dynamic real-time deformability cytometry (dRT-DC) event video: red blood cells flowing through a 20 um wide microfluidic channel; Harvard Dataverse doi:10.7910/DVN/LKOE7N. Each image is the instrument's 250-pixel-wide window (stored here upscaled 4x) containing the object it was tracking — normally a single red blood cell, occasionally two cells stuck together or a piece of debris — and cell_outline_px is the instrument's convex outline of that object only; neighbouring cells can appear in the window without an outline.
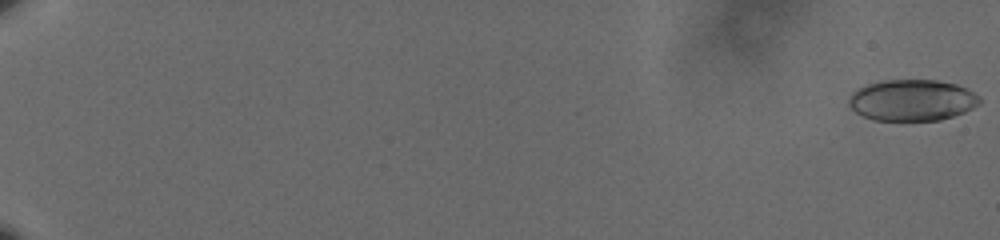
{"species": "human", "species_latin": "Homo sapiens", "temperature_condition": "cold", "stored_images_in_passage": 62, "camera_frame_rate_fps": 3000, "um_per_image_px": 0.085, "donor": {"sex": "male"}, "frame": {"image": 1, "passage_image": 1, "time_ms": 0.0, "image_size_px": [1000, 240], "cell_outline_px": [[980, 104], [964, 112], [940, 120], [872, 120], [856, 112], [848, 104], [848, 100], [852, 92], [856, 88], [880, 80], [936, 80], [956, 84], [980, 96]], "centroid_in_image_um": [77.5, 8.51], "position_along_channel_um": 7.5, "area_um2": 31.44}}
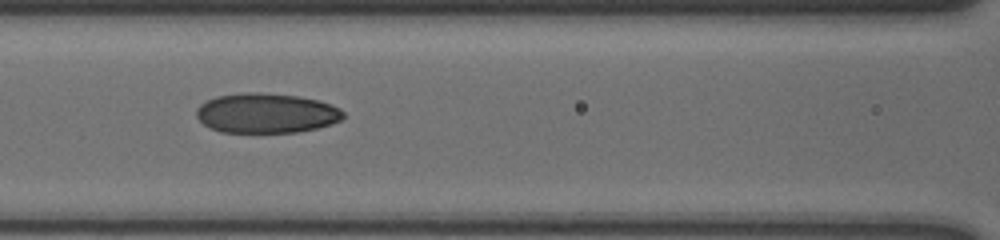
{"frame": {"image": 2, "passage_image": 32, "time_ms": 10.333, "image_size_px": [1000, 240], "cell_outline_px": [[344, 116], [340, 120], [332, 124], [316, 128], [296, 132], [220, 132], [204, 124], [196, 116], [196, 108], [200, 104], [216, 96], [244, 92], [256, 92], [296, 96], [320, 100], [340, 108], [344, 112]], "centroid_in_image_um": [22.64, 9.61], "position_along_channel_um": 144.0, "area_um2": 34.04}}
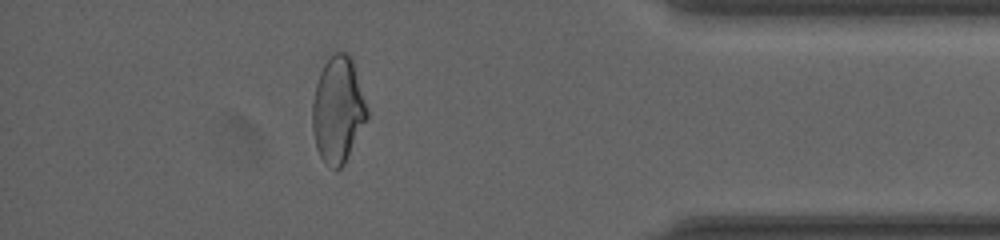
{"frame": {"image": 3, "passage_image": 56, "time_ms": 18.333, "image_size_px": [1000, 240], "cell_outline_px": [[368, 116], [344, 164], [340, 168], [332, 168], [320, 156], [316, 148], [312, 128], [312, 104], [316, 84], [320, 72], [324, 64], [332, 52], [344, 52], [352, 56], [368, 112]], "centroid_in_image_um": [28.71, 9.3], "position_along_channel_um": 406.5, "area_um2": 33.58}, "authors_computed_cell_mechanics": {"area_um2": 33.1772, "velocity_mm_per_s": 3.6185, "shape_relaxation_time_tau1_ms": 5.6393, "shape_relaxation_time_tau2_ms": 2.3026, "deformation_change_tau1": 0.1458, "deformation_change_tau2": 0.0776}}